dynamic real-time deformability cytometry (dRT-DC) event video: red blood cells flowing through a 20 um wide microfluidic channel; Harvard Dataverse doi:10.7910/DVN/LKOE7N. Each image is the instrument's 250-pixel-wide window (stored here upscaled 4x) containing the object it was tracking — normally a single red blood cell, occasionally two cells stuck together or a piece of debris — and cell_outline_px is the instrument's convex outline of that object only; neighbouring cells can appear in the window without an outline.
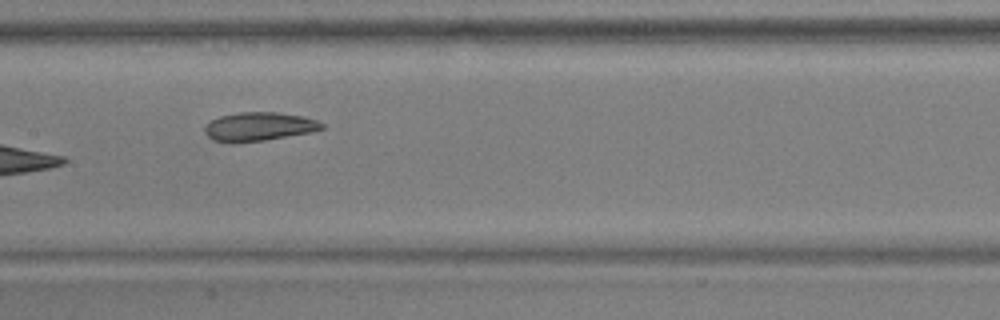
{"species": "common noctule bat (a hibernating species)", "species_latin": "Nyctalus noctula", "temperature_condition": "warm", "stored_images_in_passage": 9, "camera_frame_rate_fps": 3000, "um_per_image_px": 0.085, "animal": {"sex": "male", "body_mass_g": 17.9, "forearm_length_mm": 54.2}, "frame": {"image": 1, "passage_image": 7, "time_ms": 2.0, "image_size_px": [1000, 320], "cell_outline_px": [[324, 128], [312, 132], [264, 140], [232, 144], [228, 144], [212, 140], [204, 132], [204, 128], [212, 120], [220, 116], [240, 112], [276, 112], [300, 116], [316, 120], [324, 124]], "centroid_in_image_um": [21.97, 10.78], "position_along_channel_um": 185.4, "area_um2": 19.65}}